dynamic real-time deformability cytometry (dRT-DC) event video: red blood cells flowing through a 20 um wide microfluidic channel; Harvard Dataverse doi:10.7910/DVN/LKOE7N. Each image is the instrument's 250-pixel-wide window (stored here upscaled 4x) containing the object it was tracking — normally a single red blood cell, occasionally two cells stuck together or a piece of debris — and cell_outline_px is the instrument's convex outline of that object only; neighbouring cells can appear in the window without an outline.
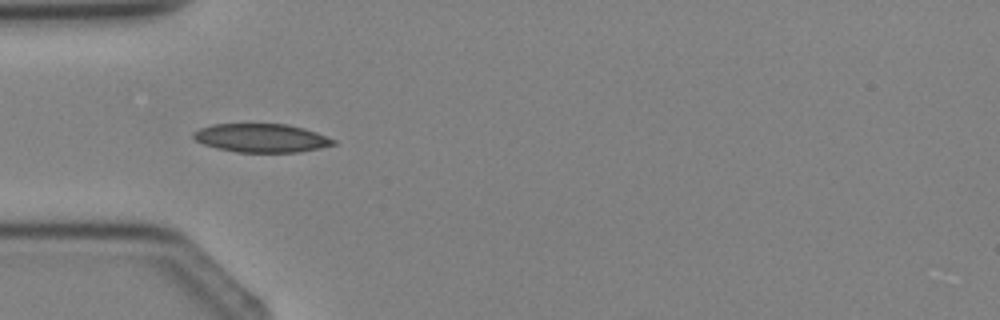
{"species": "Egyptian fruit bat (a non-hibernating species)", "species_latin": "Rousettus aegyptiacus", "temperature_condition": "cold", "stored_images_in_passage": 3, "camera_frame_rate_fps": 3000, "um_per_image_px": 0.085, "animal": {"sex": "female"}, "frame": {"image": 1, "passage_image": 3, "time_ms": 2.333, "image_size_px": [1000, 320], "cell_outline_px": [[336, 144], [320, 148], [296, 152], [236, 152], [216, 148], [204, 144], [196, 140], [192, 136], [192, 132], [200, 128], [212, 124], [288, 124], [304, 128], [316, 132], [336, 140]], "centroid_in_image_um": [22.21, 11.73], "position_along_channel_um": 62.8, "area_um2": 23.29}}